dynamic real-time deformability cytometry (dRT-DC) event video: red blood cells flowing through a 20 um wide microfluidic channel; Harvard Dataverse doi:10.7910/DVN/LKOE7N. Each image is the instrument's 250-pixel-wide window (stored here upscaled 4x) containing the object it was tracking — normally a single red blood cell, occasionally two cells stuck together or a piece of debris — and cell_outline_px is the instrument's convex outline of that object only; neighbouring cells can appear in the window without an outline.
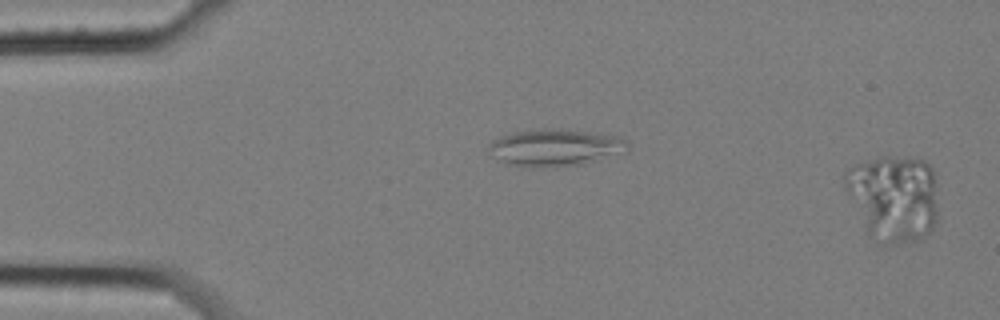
{"species": "common noctule bat (a hibernating species)", "species_latin": "Nyctalus noctula", "temperature_condition": "cold", "stored_images_in_passage": 4, "segment_of_instrument_passage": [2, 2], "camera_frame_rate_fps": 3000, "um_per_image_px": 0.085, "animal": {"sex": "female", "body_mass_g": 25.1}, "frame": {"image": 1, "passage_image": 4, "time_ms": 1.0, "image_size_px": [1000, 320], "cell_outline_px": [[936, 220], [932, 228], [920, 240], [884, 248], [880, 248], [876, 244], [864, 228], [844, 188], [840, 176], [848, 168], [856, 164], [884, 156], [912, 156], [924, 160], [932, 168], [936, 212]], "centroid_in_image_um": [75.88, 16.86], "position_along_channel_um": 9.1, "area_um2": 48.15}}